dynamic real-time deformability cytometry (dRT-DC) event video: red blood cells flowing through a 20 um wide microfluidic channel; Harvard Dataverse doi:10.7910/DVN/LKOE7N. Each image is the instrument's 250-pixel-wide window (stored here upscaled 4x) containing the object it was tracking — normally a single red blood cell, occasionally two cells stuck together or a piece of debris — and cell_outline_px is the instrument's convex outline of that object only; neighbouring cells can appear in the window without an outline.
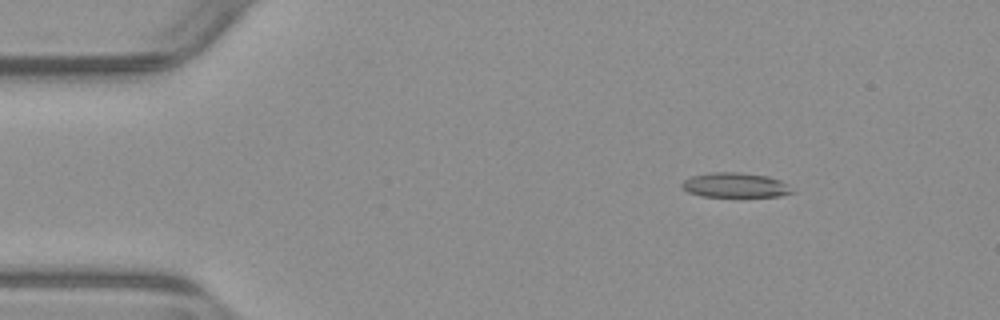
{"species": "common noctule bat (a hibernating species)", "species_latin": "Nyctalus noctula", "temperature_condition": "warm", "stored_images_in_passage": 53, "camera_frame_rate_fps": 3000, "um_per_image_px": 0.085, "animal": {"sex": "male", "body_mass_g": 23.1, "forearm_length_mm": 52.7}, "frame": {"image": 1, "passage_image": 8, "time_ms": 2.333, "image_size_px": [1000, 320], "cell_outline_px": [[796, 192], [780, 196], [700, 196], [688, 192], [680, 184], [684, 180], [692, 176], [712, 172], [740, 172], [768, 176], [780, 180], [788, 184]], "centroid_in_image_um": [62.53, 15.73], "position_along_channel_um": 22.5, "area_um2": 15.9}}
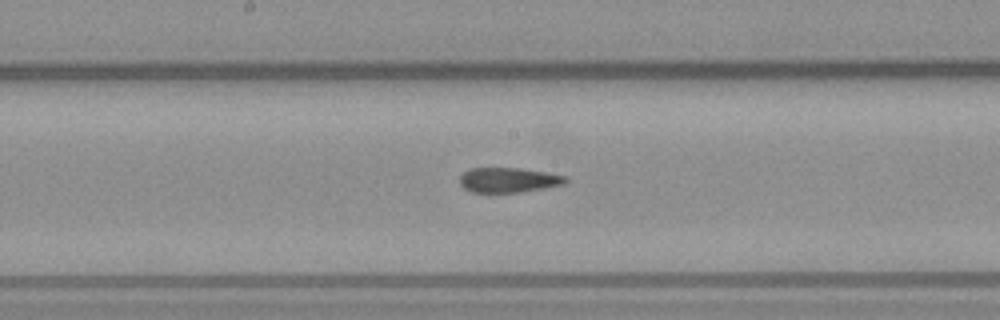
{"frame": {"image": 2, "passage_image": 28, "time_ms": 9.0, "image_size_px": [1000, 320], "cell_outline_px": [[568, 180], [564, 184], [544, 188], [516, 192], [472, 192], [464, 188], [460, 184], [460, 176], [468, 168], [520, 168], [568, 176]], "centroid_in_image_um": [43.21, 15.29], "position_along_channel_um": 205.0, "area_um2": 15.26}}
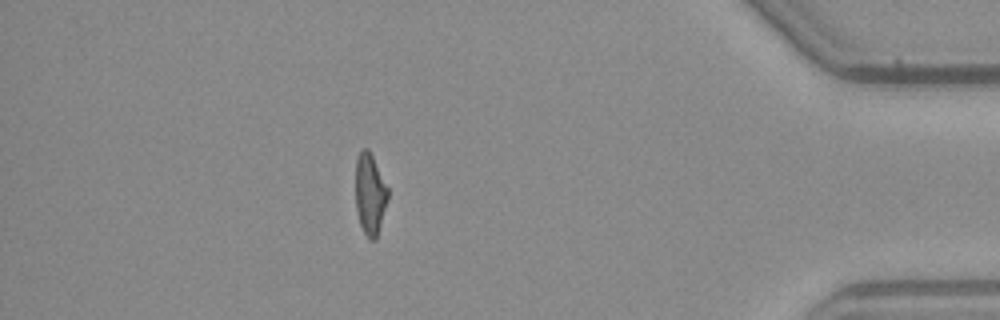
{"frame": {"image": 3, "passage_image": 47, "time_ms": 15.333, "image_size_px": [1000, 320], "cell_outline_px": [[388, 200], [376, 240], [368, 240], [360, 224], [356, 208], [356, 160], [360, 152], [364, 148], [368, 148], [388, 188]], "centroid_in_image_um": [31.45, 16.53], "position_along_channel_um": 403.7, "area_um2": 15.2}, "authors_computed_cell_mechanics": {"area_um2": 16.2418, "velocity_mm_per_s": 3.915, "shape_relaxation_time_tau1_ms": null, "shape_relaxation_time_tau2_ms": 2.5281, "deformation_change_tau1": null, "deformation_change_tau2": 0.1166}}